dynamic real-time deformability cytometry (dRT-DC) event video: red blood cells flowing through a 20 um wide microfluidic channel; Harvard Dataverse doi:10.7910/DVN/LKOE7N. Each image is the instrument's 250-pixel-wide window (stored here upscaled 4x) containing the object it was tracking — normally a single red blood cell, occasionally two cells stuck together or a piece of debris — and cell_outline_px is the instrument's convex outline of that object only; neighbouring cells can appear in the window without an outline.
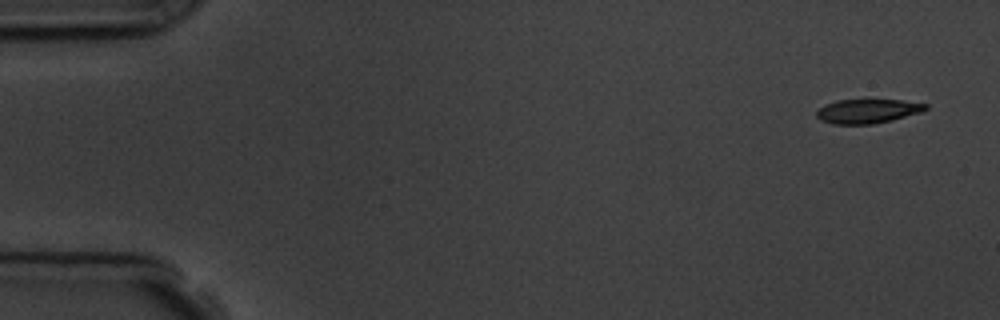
{"species": "common noctule bat (a hibernating species)", "species_latin": "Nyctalus noctula", "temperature_condition": "room temperature", "stored_images_in_passage": 5, "camera_frame_rate_fps": 3000, "um_per_image_px": 0.085, "animal": {"sex": "male", "body_mass_g": 19.5, "forearm_length_mm": 54.6}, "frame": {"image": 1, "passage_image": 1, "time_ms": 0.0, "image_size_px": [1000, 320], "cell_outline_px": [[928, 108], [920, 112], [892, 120], [872, 124], [832, 124], [820, 120], [816, 116], [816, 112], [824, 104], [836, 100], [900, 100], [928, 104]], "centroid_in_image_um": [73.71, 9.45], "position_along_channel_um": 11.3, "area_um2": 15.32}}
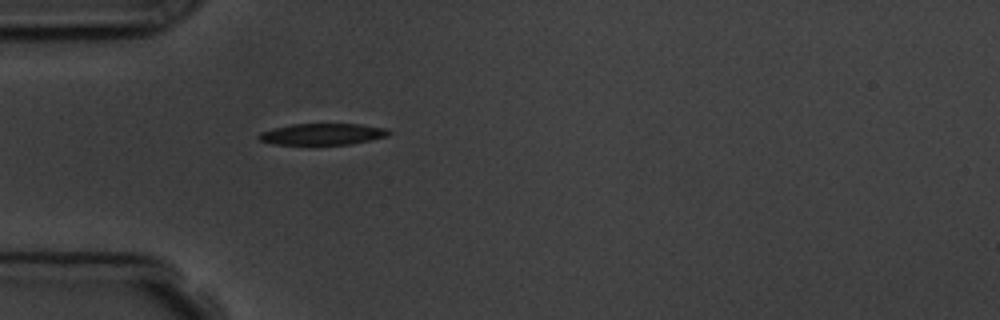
{"frame": {"image": 2, "passage_image": 5, "time_ms": 4.667, "image_size_px": [1000, 320], "cell_outline_px": [[392, 132], [388, 136], [352, 144], [272, 144], [260, 140], [256, 136], [260, 132], [292, 124], [360, 124], [384, 128]], "centroid_in_image_um": [27.42, 11.4], "position_along_channel_um": 57.6, "area_um2": 16.07}}